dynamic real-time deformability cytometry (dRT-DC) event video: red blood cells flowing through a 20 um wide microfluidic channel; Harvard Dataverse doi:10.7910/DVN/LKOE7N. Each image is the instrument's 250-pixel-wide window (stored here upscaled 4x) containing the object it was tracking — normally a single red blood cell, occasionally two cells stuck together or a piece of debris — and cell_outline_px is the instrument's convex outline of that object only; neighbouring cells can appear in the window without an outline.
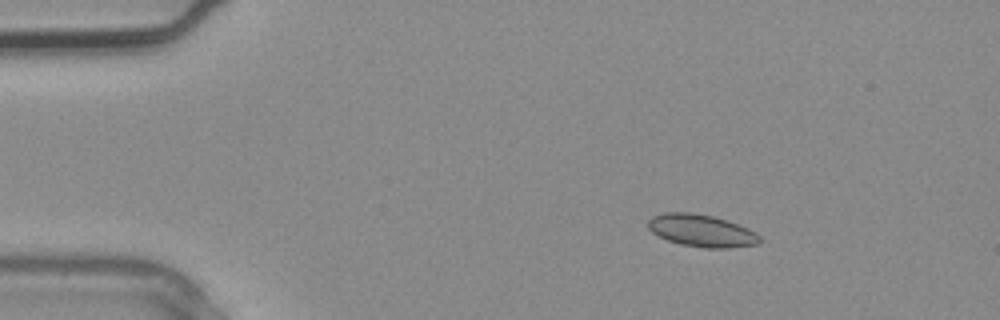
{"species": "common noctule bat (a hibernating species)", "species_latin": "Nyctalus noctula", "temperature_condition": "warm", "stored_images_in_passage": 3, "camera_frame_rate_fps": 3000, "um_per_image_px": 0.085, "animal": {"sex": "male", "body_mass_g": 20.4}, "frame": {"image": 1, "passage_image": 1, "time_ms": 0.0, "image_size_px": [1000, 320], "cell_outline_px": [[760, 240], [756, 244], [728, 248], [704, 248], [680, 244], [668, 240], [652, 232], [648, 228], [648, 220], [652, 216], [664, 212], [692, 212], [712, 216], [728, 220], [748, 228], [760, 236]], "centroid_in_image_um": [59.61, 19.59], "position_along_channel_um": 25.4, "area_um2": 20.98}}
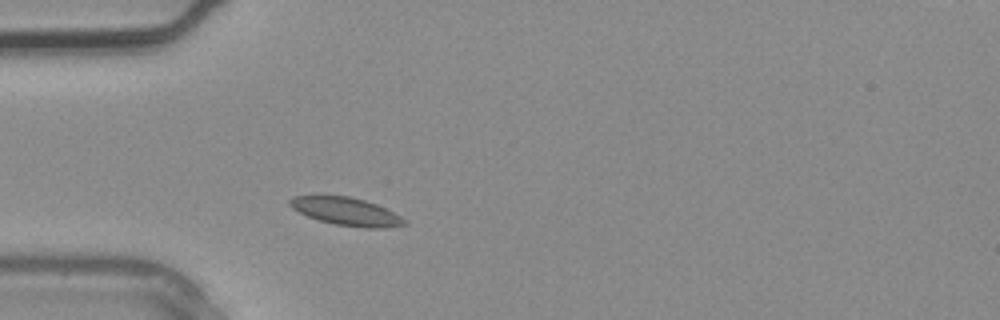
{"frame": {"image": 2, "passage_image": 3, "time_ms": 0.667, "image_size_px": [1000, 320], "cell_outline_px": [[408, 224], [384, 228], [368, 228], [336, 224], [320, 220], [308, 216], [292, 208], [288, 204], [288, 200], [296, 196], [348, 196], [364, 200], [376, 204], [408, 220]], "centroid_in_image_um": [29.46, 17.98], "position_along_channel_um": 55.5, "area_um2": 18.32}}